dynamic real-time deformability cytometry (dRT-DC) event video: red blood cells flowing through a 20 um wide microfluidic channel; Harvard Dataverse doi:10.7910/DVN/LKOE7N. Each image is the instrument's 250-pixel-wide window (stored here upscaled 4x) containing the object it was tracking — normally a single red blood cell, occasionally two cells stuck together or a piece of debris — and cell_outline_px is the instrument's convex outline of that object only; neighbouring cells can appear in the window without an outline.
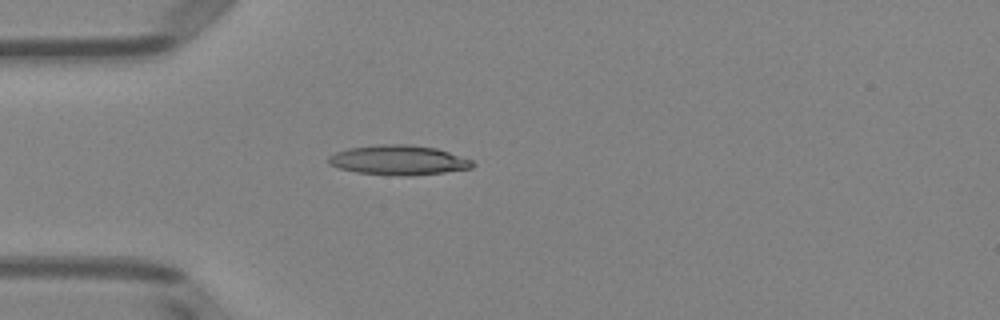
{"species": "Egyptian fruit bat (a non-hibernating species)", "species_latin": "Rousettus aegyptiacus", "temperature_condition": "room temperature", "stored_images_in_passage": 1, "camera_frame_rate_fps": 3000, "um_per_image_px": 0.085, "animal": {"sex": "female"}, "frame": {"image": 1, "passage_image": 1, "time_ms": 0.0, "image_size_px": [1000, 320], "cell_outline_px": [[476, 164], [472, 168], [444, 172], [408, 176], [400, 176], [356, 172], [340, 168], [328, 164], [328, 156], [336, 152], [348, 148], [376, 144], [408, 144], [436, 148], [472, 160]], "centroid_in_image_um": [33.86, 13.6], "position_along_channel_um": 51.1, "area_um2": 24.97}}